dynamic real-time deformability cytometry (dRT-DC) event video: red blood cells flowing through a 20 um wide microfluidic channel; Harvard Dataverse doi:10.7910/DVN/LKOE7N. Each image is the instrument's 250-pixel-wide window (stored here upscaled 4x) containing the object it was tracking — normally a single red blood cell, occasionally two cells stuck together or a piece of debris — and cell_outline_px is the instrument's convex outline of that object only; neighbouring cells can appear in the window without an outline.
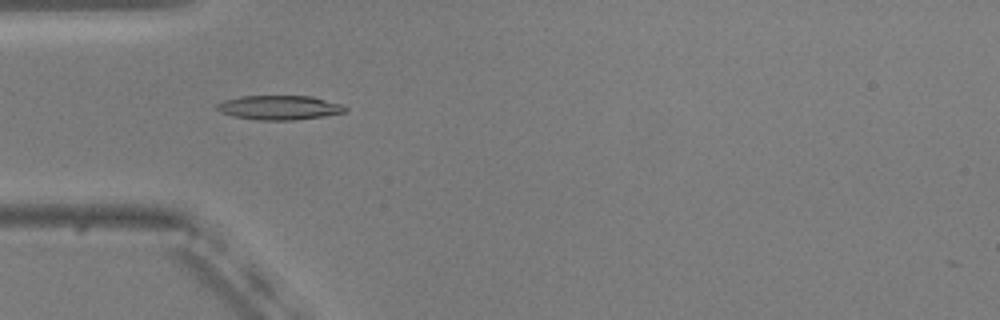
{"species": "common noctule bat (a hibernating species)", "species_latin": "Nyctalus noctula", "temperature_condition": "warm", "stored_images_in_passage": 43, "camera_frame_rate_fps": 3000, "um_per_image_px": 0.085, "animal": {"sex": "male", "body_mass_g": 20.5, "forearm_length_mm": 52.5}, "frame": {"image": 1, "passage_image": 5, "time_ms": 1.333, "image_size_px": [1000, 320], "cell_outline_px": [[348, 112], [292, 120], [260, 120], [232, 116], [220, 112], [216, 108], [216, 104], [224, 100], [240, 96], [312, 96], [340, 104], [348, 108]], "centroid_in_image_um": [23.72, 9.14], "position_along_channel_um": 61.3, "area_um2": 18.09}}
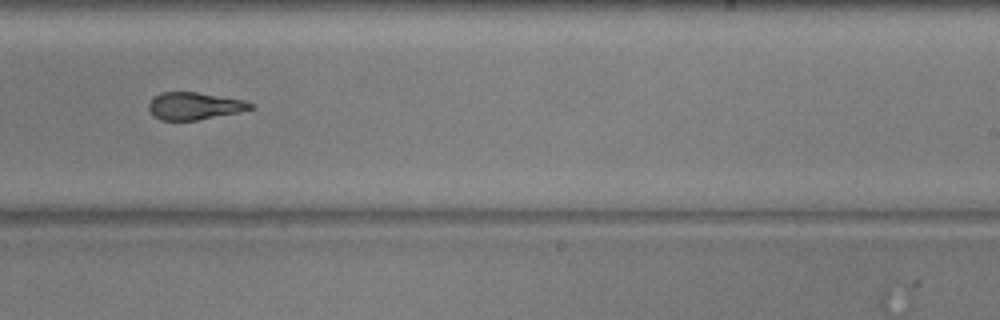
{"frame": {"image": 2, "passage_image": 22, "time_ms": 7.0, "image_size_px": [1000, 320], "cell_outline_px": [[256, 108], [240, 112], [196, 120], [160, 120], [148, 108], [148, 104], [160, 92], [196, 92], [244, 100], [256, 104]], "centroid_in_image_um": [16.59, 9.0], "position_along_channel_um": 272.4, "area_um2": 16.13}}
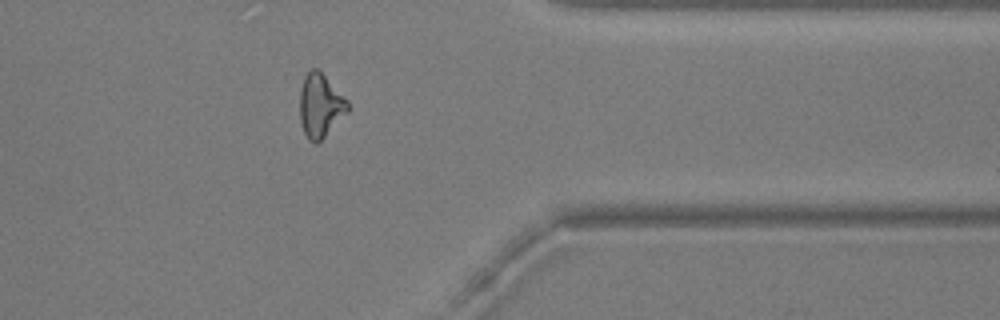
{"frame": {"image": 3, "passage_image": 32, "time_ms": 10.333, "image_size_px": [1000, 320], "cell_outline_px": [[348, 112], [316, 144], [308, 140], [304, 132], [300, 120], [300, 88], [304, 76], [312, 68], [316, 68], [348, 100]], "centroid_in_image_um": [27.21, 8.98], "position_along_channel_um": 384.2, "area_um2": 17.46}, "authors_computed_cell_mechanics": {"area_um2": 17.4556, "velocity_mm_per_s": 3.7388, "shape_relaxation_time_tau1_ms": 4.6733, "shape_relaxation_time_tau2_ms": 2.1881, "deformation_change_tau1": 0.1778, "deformation_change_tau2": 0.1115}}